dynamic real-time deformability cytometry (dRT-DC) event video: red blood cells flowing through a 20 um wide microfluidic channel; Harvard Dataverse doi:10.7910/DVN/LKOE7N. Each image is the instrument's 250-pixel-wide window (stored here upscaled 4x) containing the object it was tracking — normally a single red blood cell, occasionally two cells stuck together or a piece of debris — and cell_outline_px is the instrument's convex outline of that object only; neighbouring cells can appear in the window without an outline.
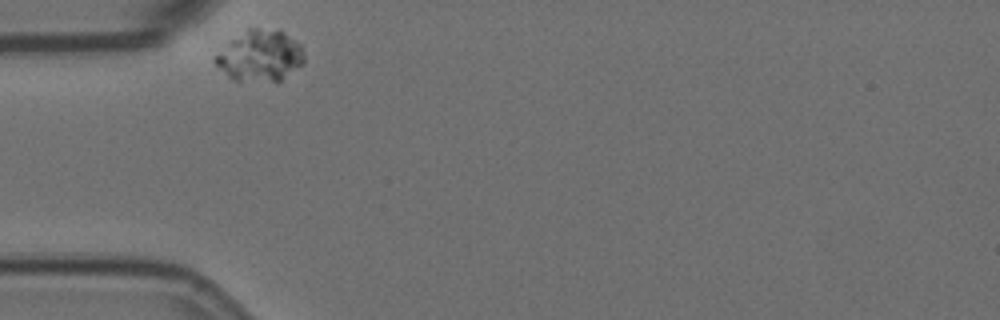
{"species": "Egyptian fruit bat (a non-hibernating species)", "species_latin": "Rousettus aegyptiacus", "temperature_condition": "room temperature", "stored_images_in_passage": 17, "camera_frame_rate_fps": 3000, "um_per_image_px": 0.085, "animal": {"sex": "female"}, "frame": {"image": 1, "passage_image": 1, "time_ms": 0.0, "image_size_px": [1000, 320], "cell_outline_px": [[304, 64], [280, 80], [232, 80], [212, 60], [232, 40], [248, 28], [256, 28], [284, 32], [300, 44], [304, 56]], "centroid_in_image_um": [22.13, 4.75], "position_along_channel_um": 62.9, "area_um2": 25.66}}
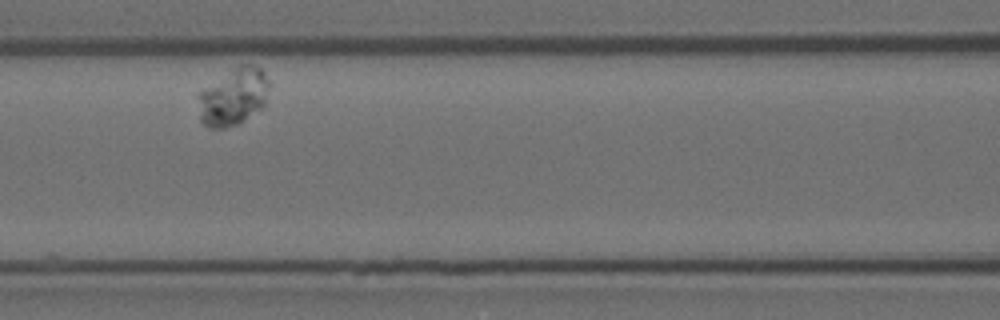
{"frame": {"image": 2, "passage_image": 10, "time_ms": 3.0, "image_size_px": [1000, 320], "cell_outline_px": [[272, 84], [264, 104], [260, 108], [240, 124], [224, 128], [208, 128], [200, 120], [200, 92], [204, 88], [232, 68], [240, 64], [252, 64], [260, 68], [264, 72]], "centroid_in_image_um": [19.89, 8.21], "position_along_channel_um": 146.7, "area_um2": 23.7}}
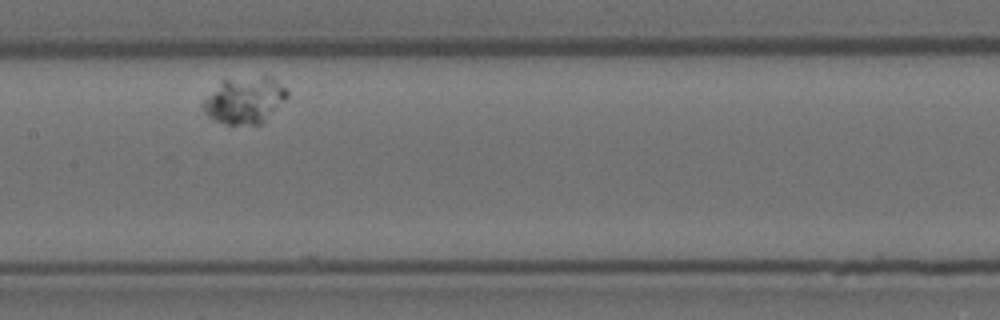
{"frame": {"image": 3, "passage_image": 14, "time_ms": 4.333, "image_size_px": [1000, 320], "cell_outline_px": [[288, 96], [260, 124], [224, 124], [216, 120], [200, 104], [220, 80], [264, 76], [272, 76], [288, 88]], "centroid_in_image_um": [20.82, 8.48], "position_along_channel_um": 186.6, "area_um2": 22.54}}